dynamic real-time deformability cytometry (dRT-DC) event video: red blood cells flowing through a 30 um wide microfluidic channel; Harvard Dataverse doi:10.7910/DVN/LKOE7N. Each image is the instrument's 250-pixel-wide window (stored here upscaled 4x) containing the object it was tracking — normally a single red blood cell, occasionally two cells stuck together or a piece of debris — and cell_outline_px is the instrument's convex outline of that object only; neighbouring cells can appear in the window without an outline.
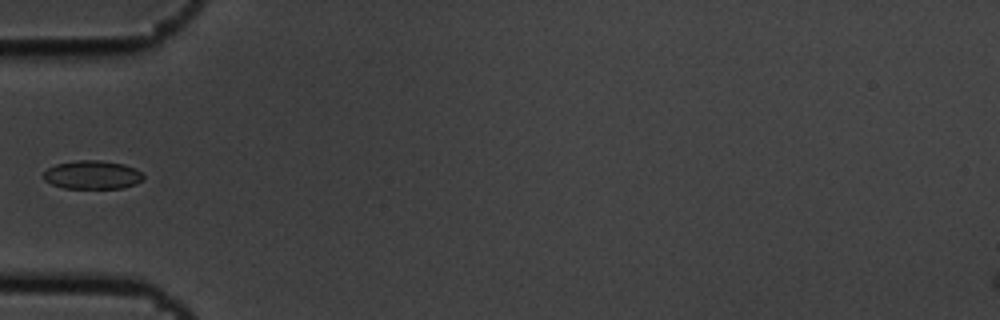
{"species": "common noctule bat (a hibernating species)", "species_latin": "Nyctalus noctula", "temperature_condition": "cold", "stored_images_in_passage": 6, "camera_frame_rate_fps": 3000, "um_per_image_px": 0.085, "animal": {"sex": "male", "body_mass_g": 19.5, "forearm_length_mm": 54.6}, "frame": {"image": 1, "passage_image": 6, "time_ms": 1.667, "image_size_px": [1000, 320], "cell_outline_px": [[144, 180], [136, 184], [124, 188], [64, 188], [52, 184], [44, 180], [44, 172], [48, 168], [56, 164], [76, 160], [100, 160], [124, 164], [136, 168], [144, 176]], "centroid_in_image_um": [7.88, 14.86], "position_along_channel_um": 77.1, "area_um2": 16.7}}